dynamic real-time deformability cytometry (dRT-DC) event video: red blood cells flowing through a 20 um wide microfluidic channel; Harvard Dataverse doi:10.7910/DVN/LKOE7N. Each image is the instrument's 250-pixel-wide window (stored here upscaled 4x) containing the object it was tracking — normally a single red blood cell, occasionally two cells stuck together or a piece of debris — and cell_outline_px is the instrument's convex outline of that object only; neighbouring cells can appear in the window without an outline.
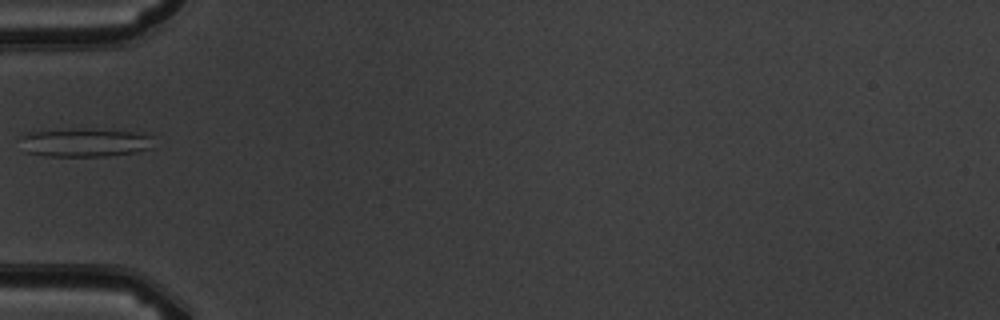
{"species": "common noctule bat (a hibernating species)", "species_latin": "Nyctalus noctula", "temperature_condition": "warm", "stored_images_in_passage": 2, "camera_frame_rate_fps": 3000, "um_per_image_px": 0.085, "animal": {"sex": "male", "body_mass_g": 19.5, "forearm_length_mm": 54.6}, "frame": {"image": 1, "passage_image": 2, "time_ms": 2.0, "image_size_px": [1000, 320], "cell_outline_px": [[152, 148], [136, 152], [104, 156], [44, 156], [24, 152], [20, 136], [28, 132], [72, 128], [88, 128], [136, 132], [152, 136]], "centroid_in_image_um": [7.17, 12.1], "position_along_channel_um": 77.8, "area_um2": 22.54}}